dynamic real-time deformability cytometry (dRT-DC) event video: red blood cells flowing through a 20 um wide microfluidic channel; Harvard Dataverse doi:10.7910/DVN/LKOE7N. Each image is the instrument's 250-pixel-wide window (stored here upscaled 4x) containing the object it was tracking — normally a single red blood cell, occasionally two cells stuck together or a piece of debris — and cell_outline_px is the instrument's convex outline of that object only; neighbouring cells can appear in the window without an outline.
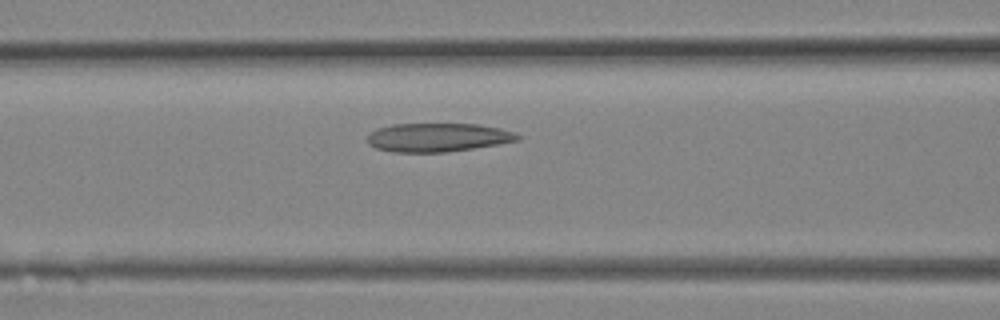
{"species": "Egyptian fruit bat (a non-hibernating species)", "species_latin": "Rousettus aegyptiacus", "temperature_condition": "room temperature", "stored_images_in_passage": 6, "camera_frame_rate_fps": 3000, "um_per_image_px": 0.085, "animal": {"sex": "female"}, "frame": {"image": 1, "passage_image": 4, "time_ms": 1.0, "image_size_px": [1000, 320], "cell_outline_px": [[520, 140], [448, 152], [392, 152], [376, 148], [368, 144], [368, 136], [376, 128], [392, 124], [480, 124], [500, 128], [512, 132], [520, 136]], "centroid_in_image_um": [37.18, 11.68], "position_along_channel_um": 129.4, "area_um2": 24.97}}
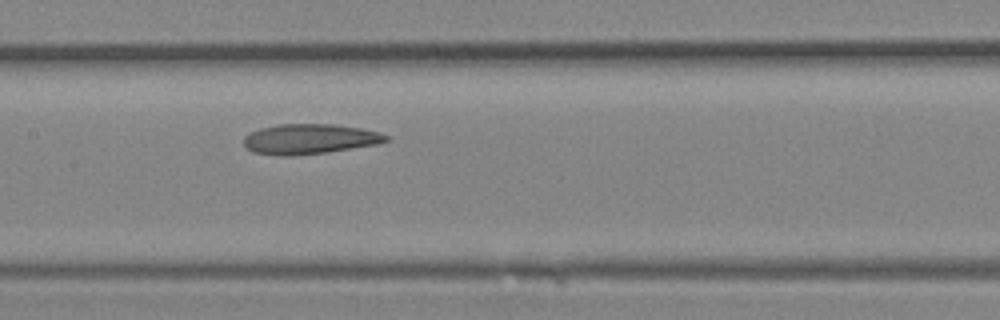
{"frame": {"image": 2, "passage_image": 6, "time_ms": 1.667, "image_size_px": [1000, 320], "cell_outline_px": [[388, 140], [376, 144], [324, 152], [292, 156], [280, 156], [252, 152], [244, 144], [244, 136], [248, 132], [260, 128], [276, 124], [332, 124], [364, 128], [380, 132], [388, 136]], "centroid_in_image_um": [26.27, 11.8], "position_along_channel_um": 181.1, "area_um2": 24.97}}